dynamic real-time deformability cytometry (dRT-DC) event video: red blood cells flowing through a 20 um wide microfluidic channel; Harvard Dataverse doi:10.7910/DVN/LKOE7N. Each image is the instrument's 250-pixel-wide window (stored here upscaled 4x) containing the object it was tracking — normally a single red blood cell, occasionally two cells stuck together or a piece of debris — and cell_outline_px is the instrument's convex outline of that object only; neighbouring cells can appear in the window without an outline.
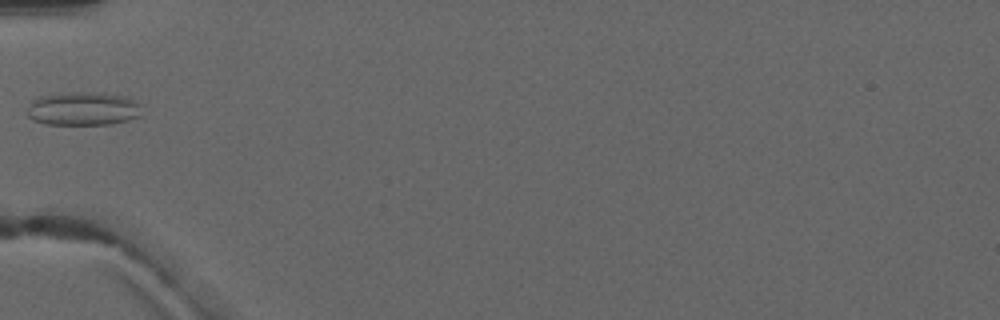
{"species": "common noctule bat (a hibernating species)", "species_latin": "Nyctalus noctula", "temperature_condition": "warm", "stored_images_in_passage": 3, "camera_frame_rate_fps": 3000, "um_per_image_px": 0.085, "animal": {"sex": "male", "forearm_length_mm": 52.5}, "frame": {"image": 1, "passage_image": 3, "time_ms": 2.333, "image_size_px": [1000, 320], "cell_outline_px": [[140, 116], [128, 120], [108, 124], [44, 124], [32, 120], [28, 116], [28, 104], [32, 100], [40, 96], [60, 92], [88, 92], [124, 96], [140, 100]], "centroid_in_image_um": [7.05, 9.23], "position_along_channel_um": 78.0, "area_um2": 22.6}}